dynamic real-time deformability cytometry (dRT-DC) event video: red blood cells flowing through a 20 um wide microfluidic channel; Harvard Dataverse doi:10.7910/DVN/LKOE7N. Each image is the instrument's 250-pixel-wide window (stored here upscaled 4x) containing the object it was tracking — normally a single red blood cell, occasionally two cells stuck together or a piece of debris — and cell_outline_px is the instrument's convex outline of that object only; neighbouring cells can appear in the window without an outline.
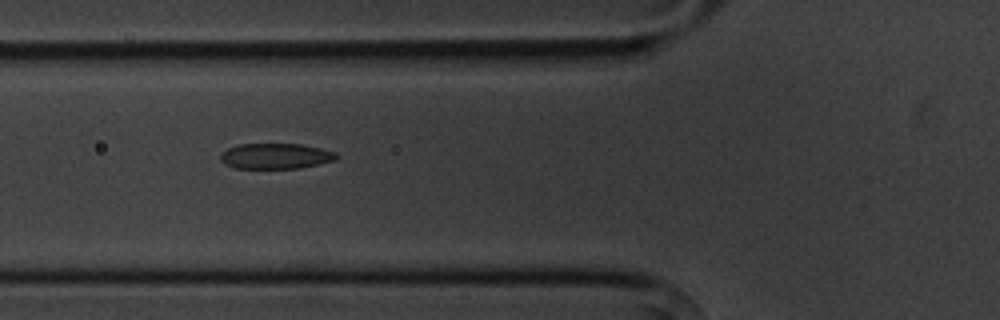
{"species": "common noctule bat (a hibernating species)", "species_latin": "Nyctalus noctula", "temperature_condition": "cold", "stored_images_in_passage": 8, "camera_frame_rate_fps": 3000, "um_per_image_px": 0.085, "animal": {"sex": "male", "body_mass_g": 20.1, "forearm_length_mm": 53.5}, "frame": {"image": 1, "passage_image": 4, "time_ms": 3.667, "image_size_px": [1000, 320], "cell_outline_px": [[336, 160], [300, 168], [236, 168], [224, 164], [220, 160], [220, 156], [228, 148], [240, 144], [300, 144], [320, 148], [336, 152]], "centroid_in_image_um": [23.42, 13.27], "position_along_channel_um": 102.4, "area_um2": 17.11}}
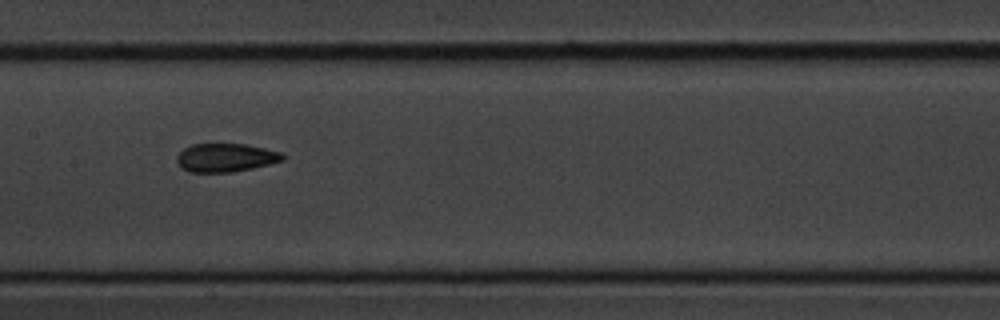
{"frame": {"image": 2, "passage_image": 6, "time_ms": 6.0, "image_size_px": [1000, 320], "cell_outline_px": [[284, 160], [252, 168], [232, 172], [188, 172], [180, 168], [176, 160], [176, 156], [184, 148], [192, 144], [248, 144], [280, 152], [284, 156]], "centroid_in_image_um": [19.14, 13.4], "position_along_channel_um": 188.3, "area_um2": 17.57}}
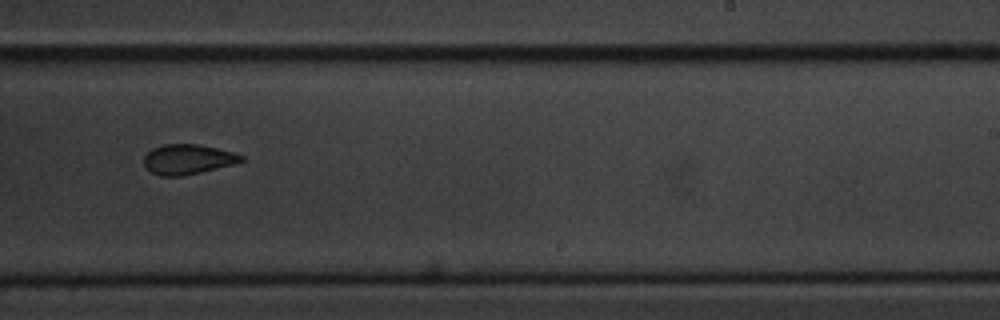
{"frame": {"image": 3, "passage_image": 8, "time_ms": 8.333, "image_size_px": [1000, 320], "cell_outline_px": [[244, 160], [232, 164], [200, 172], [180, 176], [160, 176], [152, 172], [144, 164], [144, 156], [152, 148], [164, 144], [200, 144], [232, 152], [244, 156]], "centroid_in_image_um": [15.94, 13.53], "position_along_channel_um": 273.1, "area_um2": 16.76}}